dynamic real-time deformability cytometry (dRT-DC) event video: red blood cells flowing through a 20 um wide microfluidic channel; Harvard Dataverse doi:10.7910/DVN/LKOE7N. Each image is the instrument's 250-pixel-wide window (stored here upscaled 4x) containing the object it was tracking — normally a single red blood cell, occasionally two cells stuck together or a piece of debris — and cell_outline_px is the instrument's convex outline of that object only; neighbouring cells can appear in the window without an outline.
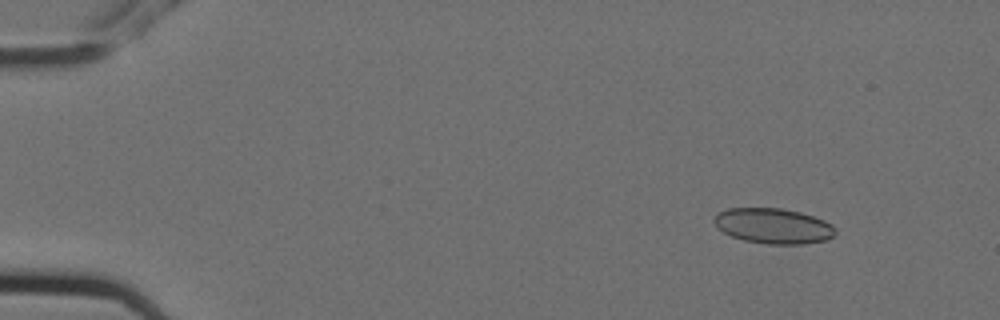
{"species": "Egyptian fruit bat (a non-hibernating species)", "species_latin": "Rousettus aegyptiacus", "temperature_condition": "cold", "stored_images_in_passage": 5, "camera_frame_rate_fps": 3000, "um_per_image_px": 0.085, "animal": {"sex": "female"}, "frame": {"image": 1, "passage_image": 2, "time_ms": 0.333, "image_size_px": [1000, 320], "cell_outline_px": [[836, 232], [828, 240], [804, 244], [764, 244], [744, 240], [732, 236], [724, 232], [712, 220], [720, 212], [728, 208], [780, 208], [800, 212], [824, 220], [832, 224], [836, 228]], "centroid_in_image_um": [65.77, 19.21], "position_along_channel_um": 19.2, "area_um2": 24.91}}
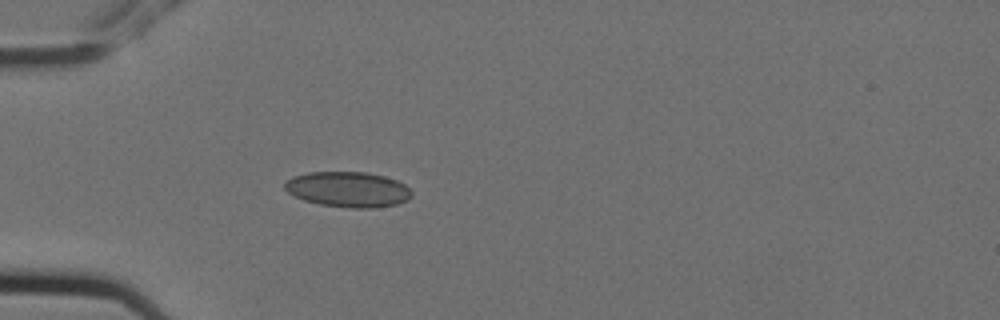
{"frame": {"image": 2, "passage_image": 5, "time_ms": 1.333, "image_size_px": [1000, 320], "cell_outline_px": [[412, 196], [408, 200], [396, 204], [376, 208], [352, 208], [320, 204], [304, 200], [288, 192], [284, 188], [284, 180], [292, 176], [308, 172], [368, 172], [384, 176], [396, 180], [404, 184], [412, 192]], "centroid_in_image_um": [29.57, 16.09], "position_along_channel_um": 55.4, "area_um2": 26.3}}